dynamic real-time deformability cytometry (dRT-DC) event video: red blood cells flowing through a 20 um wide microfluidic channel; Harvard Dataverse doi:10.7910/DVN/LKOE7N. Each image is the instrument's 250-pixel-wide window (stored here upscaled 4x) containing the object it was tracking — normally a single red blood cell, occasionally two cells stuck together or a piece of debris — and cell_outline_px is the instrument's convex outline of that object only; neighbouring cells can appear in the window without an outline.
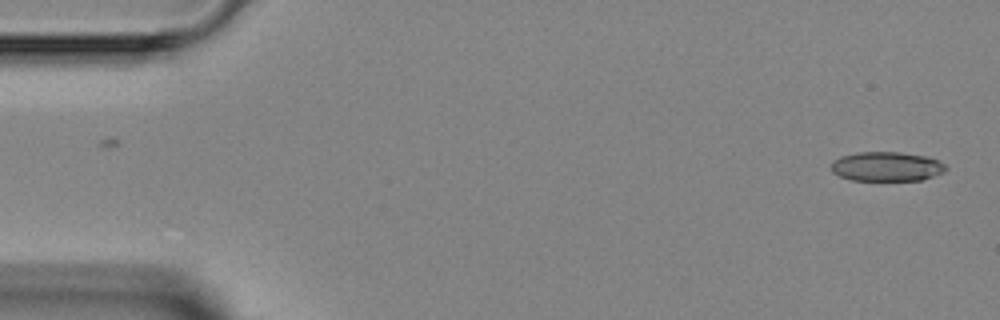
{"species": "Egyptian fruit bat (a non-hibernating species)", "species_latin": "Rousettus aegyptiacus", "temperature_condition": "room temperature", "stored_images_in_passage": 4, "camera_frame_rate_fps": 3000, "um_per_image_px": 0.085, "animal": {"sex": "female"}, "frame": {"image": 1, "passage_image": 4, "time_ms": 3.667, "image_size_px": [1000, 320], "cell_outline_px": [[948, 168], [944, 172], [920, 180], [852, 180], [840, 176], [832, 172], [832, 160], [840, 156], [856, 152], [900, 152], [928, 156], [940, 160]], "centroid_in_image_um": [75.37, 14.14], "position_along_channel_um": 9.6, "area_um2": 19.77}}